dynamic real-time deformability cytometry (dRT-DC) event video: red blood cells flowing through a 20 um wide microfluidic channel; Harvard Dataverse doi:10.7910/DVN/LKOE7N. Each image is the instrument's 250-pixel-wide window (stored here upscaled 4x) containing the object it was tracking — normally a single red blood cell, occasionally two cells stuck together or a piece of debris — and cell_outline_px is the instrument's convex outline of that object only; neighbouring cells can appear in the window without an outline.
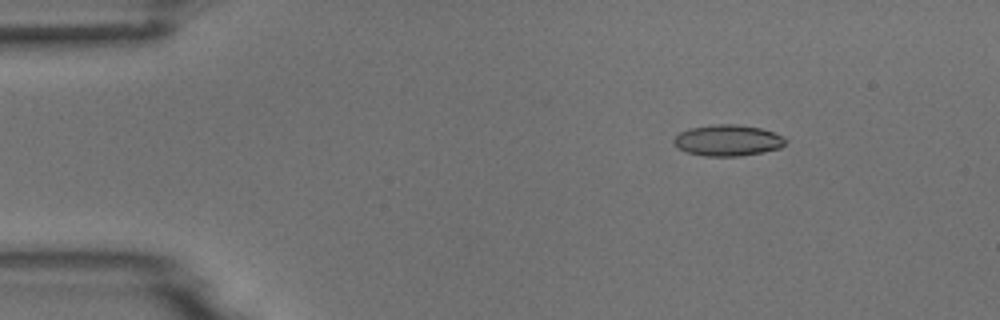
{"species": "common noctule bat (a hibernating species)", "species_latin": "Nyctalus noctula", "temperature_condition": "room temperature", "stored_images_in_passage": 4, "camera_frame_rate_fps": 3000, "um_per_image_px": 0.085, "animal": {"sex": "male", "body_mass_g": 18.8}, "frame": {"image": 1, "passage_image": 1, "time_ms": 0.0, "image_size_px": [1000, 320], "cell_outline_px": [[788, 140], [780, 148], [764, 152], [740, 156], [704, 156], [688, 152], [680, 148], [672, 140], [680, 132], [692, 128], [712, 124], [736, 124], [760, 128], [784, 136]], "centroid_in_image_um": [61.9, 11.93], "position_along_channel_um": 23.1, "area_um2": 20.17}}
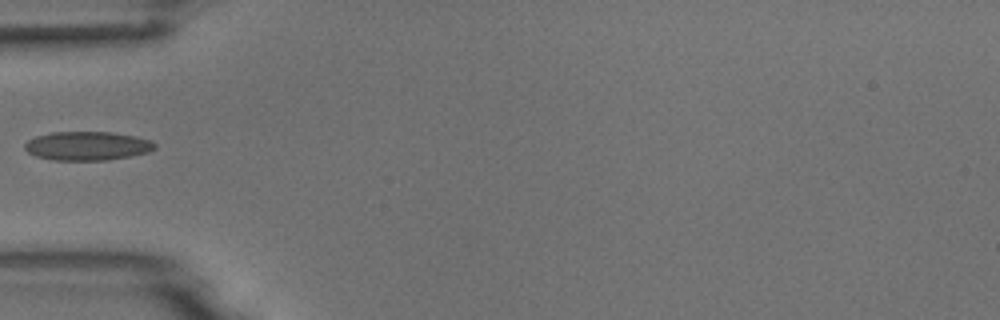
{"frame": {"image": 2, "passage_image": 4, "time_ms": 3.333, "image_size_px": [1000, 320], "cell_outline_px": [[156, 148], [148, 152], [132, 156], [108, 160], [52, 160], [36, 156], [28, 152], [24, 148], [24, 144], [28, 140], [36, 136], [52, 132], [112, 132], [136, 136], [152, 140], [156, 144]], "centroid_in_image_um": [7.45, 12.4], "position_along_channel_um": 77.6, "area_um2": 22.02}}